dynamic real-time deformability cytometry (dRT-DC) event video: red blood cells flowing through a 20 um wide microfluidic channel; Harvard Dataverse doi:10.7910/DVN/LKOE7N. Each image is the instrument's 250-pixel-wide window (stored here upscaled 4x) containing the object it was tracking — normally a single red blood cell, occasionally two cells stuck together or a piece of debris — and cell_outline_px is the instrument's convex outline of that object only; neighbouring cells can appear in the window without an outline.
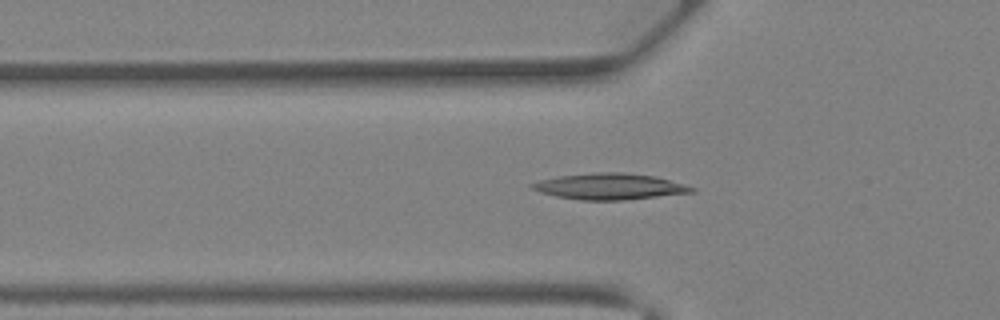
{"species": "Egyptian fruit bat (a non-hibernating species)", "species_latin": "Rousettus aegyptiacus", "temperature_condition": "warm", "stored_images_in_passage": 31, "camera_frame_rate_fps": 3000, "um_per_image_px": 0.085, "animal": {"sex": "female"}, "frame": {"image": 1, "passage_image": 5, "time_ms": 1.333, "image_size_px": [1000, 320], "cell_outline_px": [[696, 192], [624, 200], [580, 200], [556, 196], [540, 192], [532, 188], [528, 184], [540, 180], [560, 176], [592, 172], [624, 172], [656, 176], [684, 184], [696, 188]], "centroid_in_image_um": [51.84, 15.84], "position_along_channel_um": 74.0, "area_um2": 24.39}}
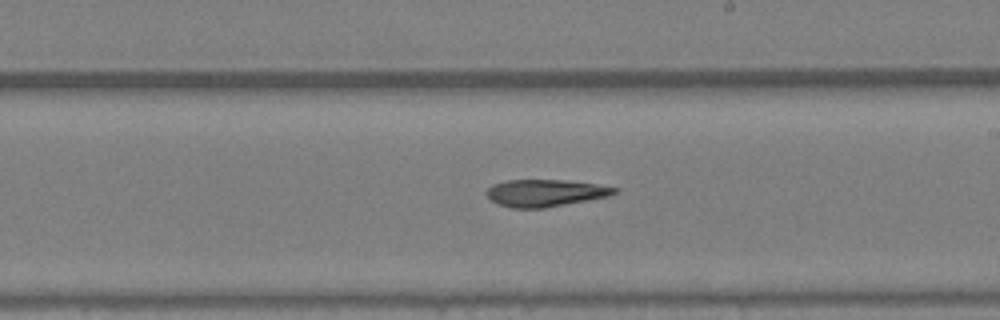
{"frame": {"image": 2, "passage_image": 15, "time_ms": 4.667, "image_size_px": [1000, 320], "cell_outline_px": [[620, 188], [616, 192], [608, 196], [544, 208], [512, 208], [496, 204], [488, 196], [488, 188], [492, 184], [508, 180], [564, 180], [596, 184]], "centroid_in_image_um": [46.33, 16.4], "position_along_channel_um": 242.7, "area_um2": 20.0}}
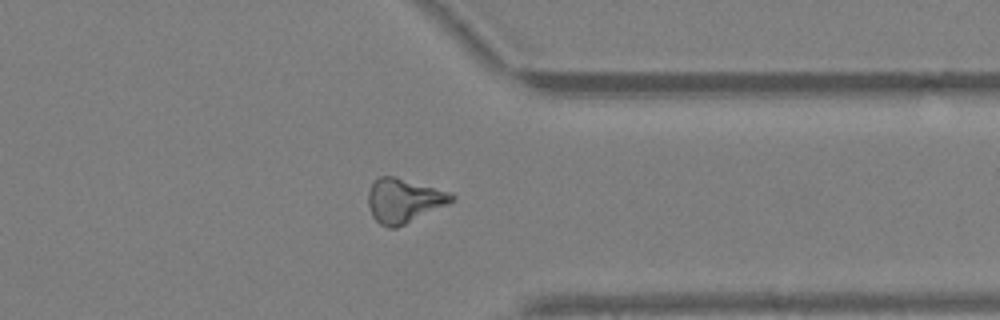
{"frame": {"image": 3, "passage_image": 23, "time_ms": 7.333, "image_size_px": [1000, 320], "cell_outline_px": [[456, 200], [448, 204], [396, 228], [388, 228], [380, 224], [372, 216], [368, 204], [368, 192], [372, 184], [380, 176], [396, 176], [452, 192], [456, 196]], "centroid_in_image_um": [34.35, 17.04], "position_along_channel_um": 377.0, "area_um2": 21.62}}